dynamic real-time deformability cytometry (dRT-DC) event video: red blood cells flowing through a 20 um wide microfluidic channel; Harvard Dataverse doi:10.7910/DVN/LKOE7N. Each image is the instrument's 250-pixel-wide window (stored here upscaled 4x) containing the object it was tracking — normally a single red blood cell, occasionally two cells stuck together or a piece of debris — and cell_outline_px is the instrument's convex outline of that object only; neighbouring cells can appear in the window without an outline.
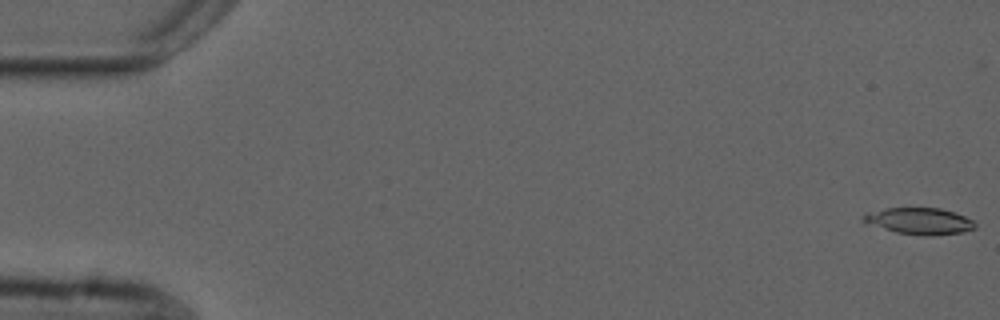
{"species": "common noctule bat (a hibernating species)", "species_latin": "Nyctalus noctula", "temperature_condition": "cold", "stored_images_in_passage": 48, "camera_frame_rate_fps": 3000, "um_per_image_px": 0.085, "animal": {"sex": "male", "forearm_length_mm": 52.5}, "frame": {"image": 1, "passage_image": 1, "time_ms": 0.0, "image_size_px": [1000, 320], "cell_outline_px": [[976, 228], [964, 232], [932, 236], [924, 236], [896, 232], [864, 224], [860, 220], [860, 216], [864, 212], [884, 208], [940, 208], [956, 212], [972, 220], [976, 224]], "centroid_in_image_um": [78.07, 18.79], "position_along_channel_um": 6.9, "area_um2": 17.8}}
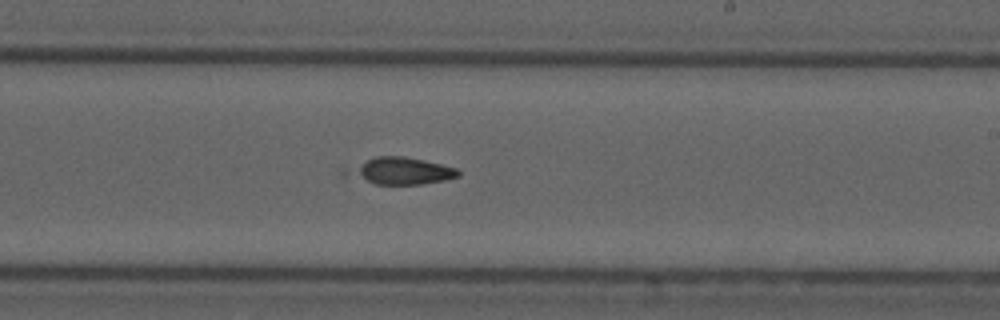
{"frame": {"image": 2, "passage_image": 33, "time_ms": 10.667, "image_size_px": [1000, 320], "cell_outline_px": [[460, 176], [444, 180], [424, 184], [376, 184], [340, 176], [340, 172], [344, 168], [376, 156], [404, 156], [424, 160], [456, 168], [460, 172]], "centroid_in_image_um": [33.91, 14.54], "position_along_channel_um": 255.1, "area_um2": 17.92}}
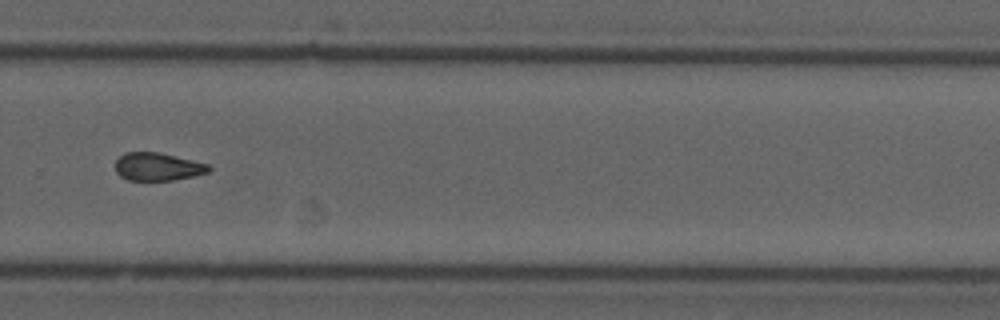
{"frame": {"image": 3, "passage_image": 38, "time_ms": 12.333, "image_size_px": [1000, 320], "cell_outline_px": [[212, 172], [172, 180], [128, 180], [120, 176], [116, 172], [116, 160], [124, 152], [160, 152], [208, 164], [212, 168]], "centroid_in_image_um": [13.42, 14.16], "position_along_channel_um": 316.4, "area_um2": 15.26}}